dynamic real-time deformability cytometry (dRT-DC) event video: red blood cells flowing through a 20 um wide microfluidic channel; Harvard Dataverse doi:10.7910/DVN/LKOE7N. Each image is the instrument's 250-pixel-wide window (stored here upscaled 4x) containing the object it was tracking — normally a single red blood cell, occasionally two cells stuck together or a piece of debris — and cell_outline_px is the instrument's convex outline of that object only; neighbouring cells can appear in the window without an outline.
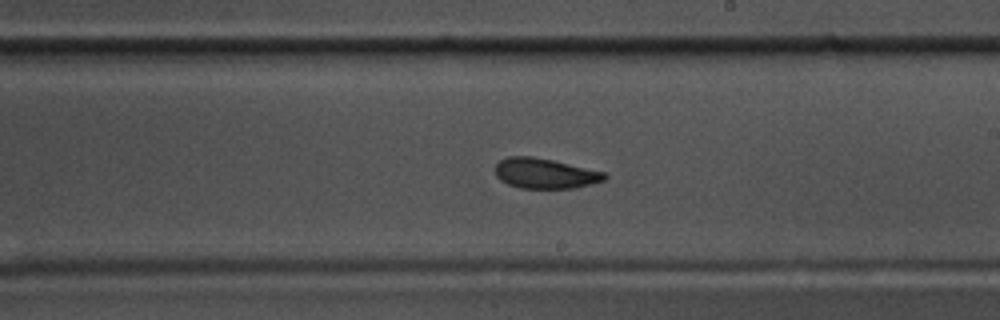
{"species": "common noctule bat (a hibernating species)", "species_latin": "Nyctalus noctula", "temperature_condition": "warm", "stored_images_in_passage": 54, "camera_frame_rate_fps": 3000, "um_per_image_px": 0.085, "animal": {"sex": "male", "body_mass_g": 17.5, "forearm_length_mm": 52.3}, "frame": {"image": 1, "passage_image": 31, "time_ms": 10.0, "image_size_px": [1000, 320], "cell_outline_px": [[608, 176], [604, 180], [592, 184], [576, 188], [520, 188], [508, 184], [500, 180], [496, 176], [496, 164], [500, 160], [508, 156], [532, 156], [552, 160], [604, 172]], "centroid_in_image_um": [46.31, 14.74], "position_along_channel_um": 242.7, "area_um2": 19.19}, "authors_computed_cell_mechanics": {"area_um2": 20.2011, "velocity_mm_per_s": 3.6228, "shape_relaxation_time_tau1_ms": 10.5988, "shape_relaxation_time_tau2_ms": 2.9291, "deformation_change_tau1": 0.1907, "deformation_change_tau2": 0.0921}}